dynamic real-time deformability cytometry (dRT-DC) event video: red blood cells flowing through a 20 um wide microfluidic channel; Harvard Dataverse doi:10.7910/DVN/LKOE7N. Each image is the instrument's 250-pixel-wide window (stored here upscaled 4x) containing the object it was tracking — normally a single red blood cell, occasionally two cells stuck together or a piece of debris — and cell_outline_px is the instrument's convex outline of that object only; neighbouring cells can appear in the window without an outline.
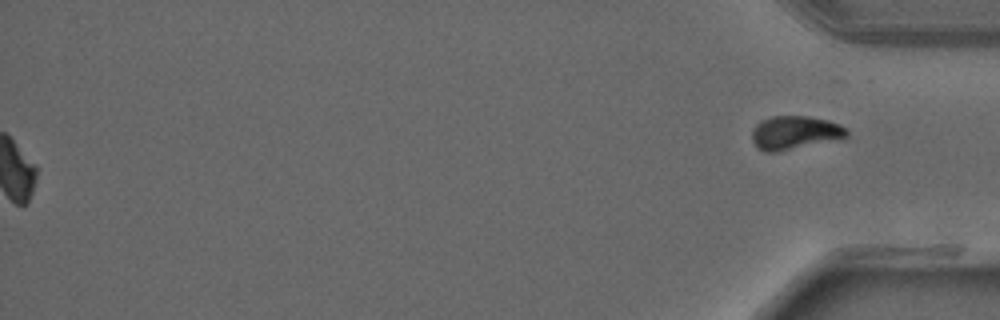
{"species": "common noctule bat (a hibernating species)", "species_latin": "Nyctalus noctula", "temperature_condition": "warm", "stored_images_in_passage": 40, "segment_of_instrument_passage": [2, 2], "camera_frame_rate_fps": 3000, "um_per_image_px": 0.085, "animal": {"sex": "male", "forearm_length_mm": 52.5}, "frame": {"image": 1, "passage_image": 40, "time_ms": 13.0, "image_size_px": [1000, 320], "cell_outline_px": [[848, 136], [844, 140], [776, 152], [764, 152], [756, 148], [752, 140], [752, 132], [756, 124], [760, 120], [772, 116], [804, 116], [828, 120], [840, 124], [848, 128]], "centroid_in_image_um": [67.61, 11.3], "position_along_channel_um": 367.6, "area_um2": 19.13}}